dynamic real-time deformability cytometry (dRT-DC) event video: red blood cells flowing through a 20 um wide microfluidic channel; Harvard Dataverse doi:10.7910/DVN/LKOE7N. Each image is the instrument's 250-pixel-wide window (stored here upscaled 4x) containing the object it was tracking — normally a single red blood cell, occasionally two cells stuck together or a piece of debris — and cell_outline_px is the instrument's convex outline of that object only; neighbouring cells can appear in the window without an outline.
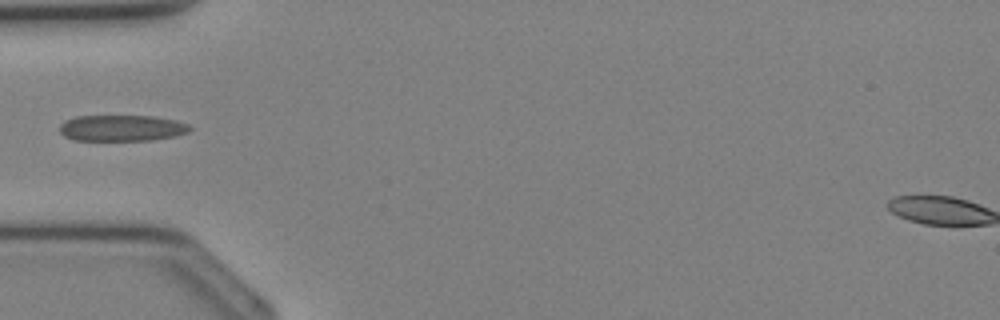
{"species": "Egyptian fruit bat (a non-hibernating species)", "species_latin": "Rousettus aegyptiacus", "temperature_condition": "cold", "stored_images_in_passage": 25, "camera_frame_rate_fps": 3000, "um_per_image_px": 0.085, "animal": {"sex": "female"}, "frame": {"image": 1, "passage_image": 2, "time_ms": 0.333, "image_size_px": [1000, 320], "cell_outline_px": [[192, 128], [188, 132], [172, 136], [152, 140], [76, 140], [64, 136], [60, 132], [60, 124], [64, 120], [76, 116], [152, 116], [176, 120], [188, 124]], "centroid_in_image_um": [10.33, 10.88], "position_along_channel_um": 74.7, "area_um2": 19.77}}
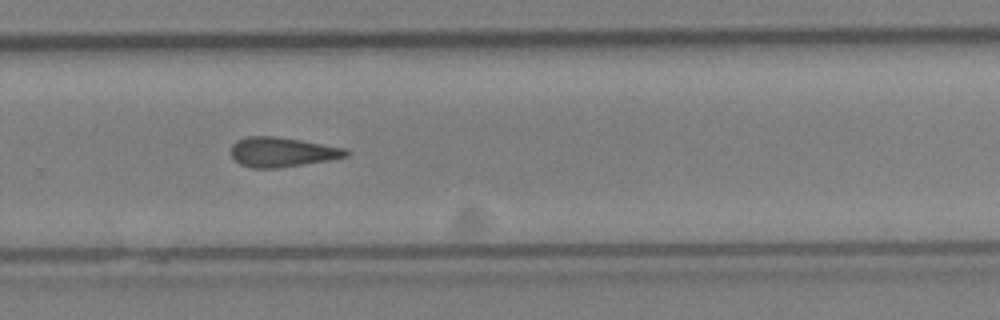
{"frame": {"image": 2, "passage_image": 14, "time_ms": 4.333, "image_size_px": [1000, 320], "cell_outline_px": [[352, 152], [348, 156], [328, 160], [276, 168], [252, 168], [240, 164], [232, 156], [232, 144], [236, 140], [248, 136], [272, 136], [300, 140], [348, 148]], "centroid_in_image_um": [24.01, 12.92], "position_along_channel_um": 305.8, "area_um2": 19.83}}
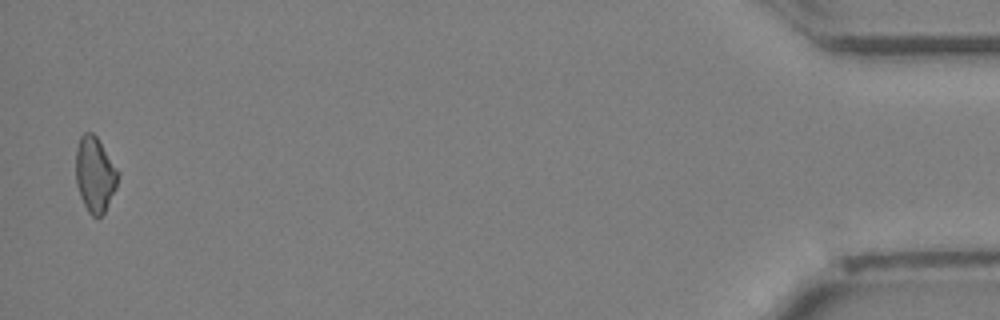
{"frame": {"image": 3, "passage_image": 25, "time_ms": 8.0, "image_size_px": [1000, 320], "cell_outline_px": [[120, 172], [116, 188], [104, 212], [100, 216], [92, 216], [88, 212], [80, 196], [76, 184], [76, 148], [80, 136], [84, 132], [92, 132], [96, 136]], "centroid_in_image_um": [8.07, 14.81], "position_along_channel_um": 427.1, "area_um2": 18.5}}